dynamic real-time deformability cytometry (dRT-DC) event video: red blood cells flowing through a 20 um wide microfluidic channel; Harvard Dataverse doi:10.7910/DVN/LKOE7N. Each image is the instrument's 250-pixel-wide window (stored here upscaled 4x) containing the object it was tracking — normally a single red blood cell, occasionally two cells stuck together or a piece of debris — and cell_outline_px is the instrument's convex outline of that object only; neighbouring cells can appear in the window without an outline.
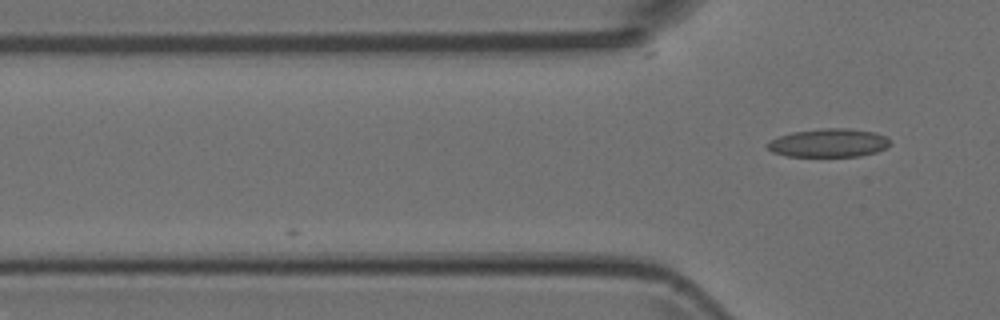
{"species": "Egyptian fruit bat (a non-hibernating species)", "species_latin": "Rousettus aegyptiacus", "temperature_condition": "room temperature", "stored_images_in_passage": 2, "camera_frame_rate_fps": 3000, "um_per_image_px": 0.085, "animal": {"sex": "female"}, "frame": {"image": 1, "passage_image": 2, "time_ms": 0.333, "image_size_px": [1000, 320], "cell_outline_px": [[892, 144], [876, 152], [860, 156], [784, 156], [772, 152], [764, 144], [768, 140], [792, 132], [820, 128], [848, 128], [876, 132], [892, 140]], "centroid_in_image_um": [70.42, 12.14], "position_along_channel_um": 55.4, "area_um2": 20.58}}